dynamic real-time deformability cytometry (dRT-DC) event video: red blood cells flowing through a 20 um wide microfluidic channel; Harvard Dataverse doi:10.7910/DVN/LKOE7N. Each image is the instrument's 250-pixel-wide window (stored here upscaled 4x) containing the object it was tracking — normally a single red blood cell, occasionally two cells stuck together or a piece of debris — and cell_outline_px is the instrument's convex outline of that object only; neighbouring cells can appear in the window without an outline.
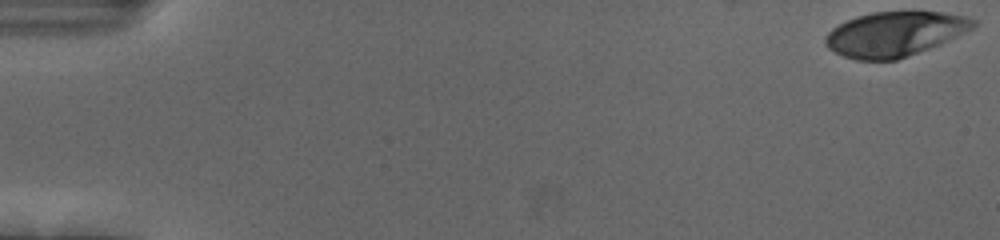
{"species": "human", "species_latin": "Homo sapiens", "temperature_condition": "cold", "stored_images_in_passage": 55, "camera_frame_rate_fps": 3000, "um_per_image_px": 0.085, "donor": {"sex": "female"}, "frame": {"image": 1, "passage_image": 1, "time_ms": 0.0, "image_size_px": [1000, 240], "cell_outline_px": [[976, 24], [972, 28], [940, 44], [908, 56], [896, 60], [856, 60], [844, 56], [828, 48], [824, 44], [824, 36], [832, 28], [856, 16], [872, 12], [940, 12], [964, 16], [976, 20]], "centroid_in_image_um": [76.01, 2.89], "position_along_channel_um": 9.0, "area_um2": 38.21}}
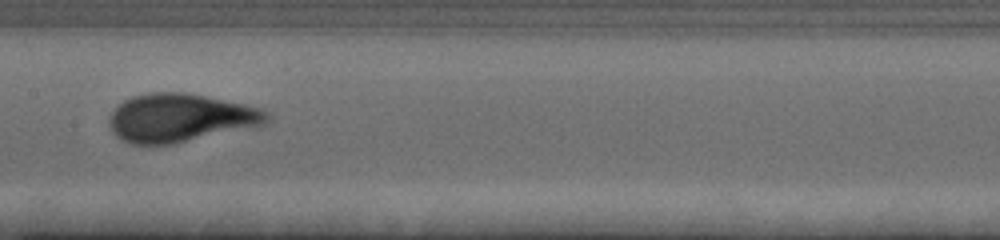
{"frame": {"image": 2, "passage_image": 29, "time_ms": 9.333, "image_size_px": [1000, 240], "cell_outline_px": [[272, 116], [264, 124], [172, 144], [128, 144], [120, 140], [112, 132], [108, 124], [108, 120], [112, 112], [124, 100], [132, 96], [148, 92], [184, 92], [244, 104], [260, 108]], "centroid_in_image_um": [15.26, 10.02], "position_along_channel_um": 192.1, "area_um2": 44.1}}
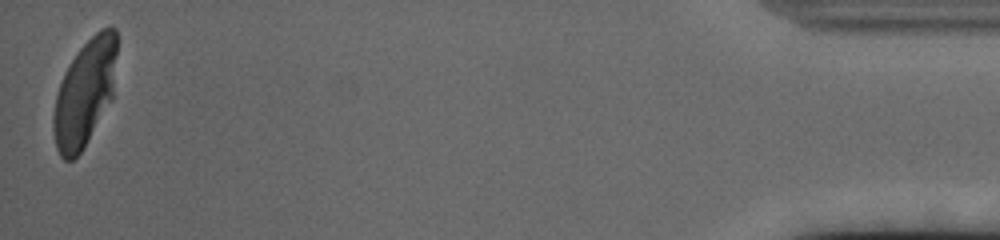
{"frame": {"image": 3, "passage_image": 55, "time_ms": 18.0, "image_size_px": [1000, 240], "cell_outline_px": [[116, 52], [112, 100], [80, 152], [72, 160], [64, 160], [60, 156], [56, 148], [52, 132], [52, 116], [56, 96], [64, 72], [76, 52], [100, 28], [112, 24], [116, 28]], "centroid_in_image_um": [7.19, 7.88], "position_along_channel_um": 428.0, "area_um2": 39.36}, "authors_computed_cell_mechanics": {"area_um2": 40.9802, "velocity_mm_per_s": 3.684, "shape_relaxation_time_tau1_ms": 3.4464, "shape_relaxation_time_tau2_ms": null, "deformation_change_tau1": 0.1978, "deformation_change_tau2": null}}